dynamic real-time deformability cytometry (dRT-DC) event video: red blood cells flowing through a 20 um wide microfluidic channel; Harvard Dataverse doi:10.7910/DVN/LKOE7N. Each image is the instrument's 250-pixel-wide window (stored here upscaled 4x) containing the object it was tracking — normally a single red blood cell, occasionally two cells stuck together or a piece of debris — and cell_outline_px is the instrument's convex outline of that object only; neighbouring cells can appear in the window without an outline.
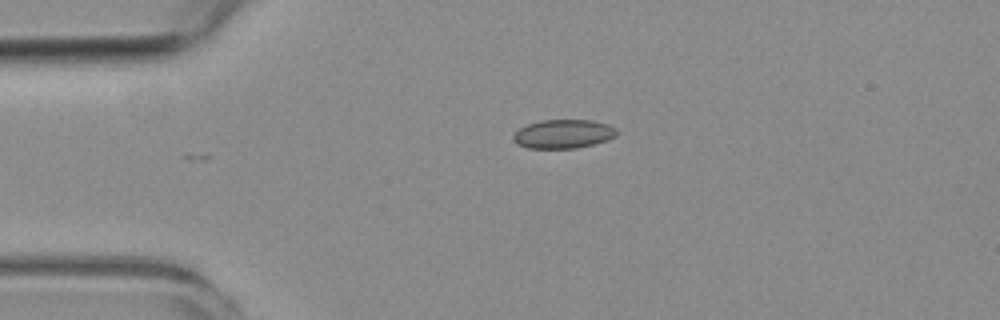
{"species": "common noctule bat (a hibernating species)", "species_latin": "Nyctalus noctula", "temperature_condition": "room temperature", "stored_images_in_passage": 3, "camera_frame_rate_fps": 3000, "um_per_image_px": 0.085, "animal": {"sex": "female", "body_mass_g": 19.3, "forearm_length_mm": 54.1}, "frame": {"image": 1, "passage_image": 2, "time_ms": 1.0, "image_size_px": [1000, 320], "cell_outline_px": [[616, 136], [608, 140], [576, 148], [528, 148], [516, 144], [512, 140], [512, 136], [520, 128], [528, 124], [540, 120], [588, 120], [608, 124], [616, 128]], "centroid_in_image_um": [47.86, 11.39], "position_along_channel_um": 37.1, "area_um2": 17.34}}